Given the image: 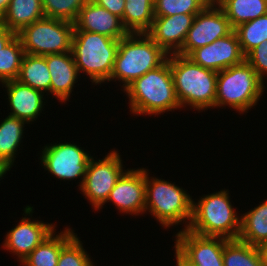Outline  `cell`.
<instances>
[{
	"label": "cell",
	"mask_w": 267,
	"mask_h": 266,
	"mask_svg": "<svg viewBox=\"0 0 267 266\" xmlns=\"http://www.w3.org/2000/svg\"><path fill=\"white\" fill-rule=\"evenodd\" d=\"M135 115H159L180 108L170 68V54L157 68L135 79L125 89Z\"/></svg>",
	"instance_id": "6da1fadb"
},
{
	"label": "cell",
	"mask_w": 267,
	"mask_h": 266,
	"mask_svg": "<svg viewBox=\"0 0 267 266\" xmlns=\"http://www.w3.org/2000/svg\"><path fill=\"white\" fill-rule=\"evenodd\" d=\"M170 68L181 108L188 105L199 112L215 107L217 72L177 53L170 54Z\"/></svg>",
	"instance_id": "7a4b0ae2"
},
{
	"label": "cell",
	"mask_w": 267,
	"mask_h": 266,
	"mask_svg": "<svg viewBox=\"0 0 267 266\" xmlns=\"http://www.w3.org/2000/svg\"><path fill=\"white\" fill-rule=\"evenodd\" d=\"M168 54L146 33H128L119 40L109 82L122 81L126 88L135 79L160 66Z\"/></svg>",
	"instance_id": "3957f363"
},
{
	"label": "cell",
	"mask_w": 267,
	"mask_h": 266,
	"mask_svg": "<svg viewBox=\"0 0 267 266\" xmlns=\"http://www.w3.org/2000/svg\"><path fill=\"white\" fill-rule=\"evenodd\" d=\"M228 190L202 196L193 200L192 217L187 230L202 236L238 239L241 216L234 210Z\"/></svg>",
	"instance_id": "277c9868"
},
{
	"label": "cell",
	"mask_w": 267,
	"mask_h": 266,
	"mask_svg": "<svg viewBox=\"0 0 267 266\" xmlns=\"http://www.w3.org/2000/svg\"><path fill=\"white\" fill-rule=\"evenodd\" d=\"M119 47V40L88 32L74 31L71 53L79 74L84 73L94 84L110 79Z\"/></svg>",
	"instance_id": "5b68a950"
},
{
	"label": "cell",
	"mask_w": 267,
	"mask_h": 266,
	"mask_svg": "<svg viewBox=\"0 0 267 266\" xmlns=\"http://www.w3.org/2000/svg\"><path fill=\"white\" fill-rule=\"evenodd\" d=\"M147 171L145 169V213L150 212L164 228L183 223L186 226L181 230H186L192 217V197L174 183L149 177Z\"/></svg>",
	"instance_id": "8992f818"
},
{
	"label": "cell",
	"mask_w": 267,
	"mask_h": 266,
	"mask_svg": "<svg viewBox=\"0 0 267 266\" xmlns=\"http://www.w3.org/2000/svg\"><path fill=\"white\" fill-rule=\"evenodd\" d=\"M265 83L245 60L218 72L215 108L229 106L240 114L256 106Z\"/></svg>",
	"instance_id": "52a82bcc"
},
{
	"label": "cell",
	"mask_w": 267,
	"mask_h": 266,
	"mask_svg": "<svg viewBox=\"0 0 267 266\" xmlns=\"http://www.w3.org/2000/svg\"><path fill=\"white\" fill-rule=\"evenodd\" d=\"M74 23L44 17L24 27L17 36L25 53L51 55L71 52Z\"/></svg>",
	"instance_id": "ba28073f"
},
{
	"label": "cell",
	"mask_w": 267,
	"mask_h": 266,
	"mask_svg": "<svg viewBox=\"0 0 267 266\" xmlns=\"http://www.w3.org/2000/svg\"><path fill=\"white\" fill-rule=\"evenodd\" d=\"M119 154L114 149L105 158L97 161L92 157L88 163L86 175L79 190L96 211L103 207L117 180L126 171Z\"/></svg>",
	"instance_id": "9c48e42d"
},
{
	"label": "cell",
	"mask_w": 267,
	"mask_h": 266,
	"mask_svg": "<svg viewBox=\"0 0 267 266\" xmlns=\"http://www.w3.org/2000/svg\"><path fill=\"white\" fill-rule=\"evenodd\" d=\"M42 150L40 160L45 170L64 181L81 177L78 186H82L91 154L68 142L49 144Z\"/></svg>",
	"instance_id": "30bf717a"
},
{
	"label": "cell",
	"mask_w": 267,
	"mask_h": 266,
	"mask_svg": "<svg viewBox=\"0 0 267 266\" xmlns=\"http://www.w3.org/2000/svg\"><path fill=\"white\" fill-rule=\"evenodd\" d=\"M233 30L224 11L216 3L210 2L196 14L185 42L177 54L188 56L193 50L226 37Z\"/></svg>",
	"instance_id": "8fae6325"
},
{
	"label": "cell",
	"mask_w": 267,
	"mask_h": 266,
	"mask_svg": "<svg viewBox=\"0 0 267 266\" xmlns=\"http://www.w3.org/2000/svg\"><path fill=\"white\" fill-rule=\"evenodd\" d=\"M174 249L193 266H224L223 249L228 240L202 236L189 230L177 232Z\"/></svg>",
	"instance_id": "7c38bea8"
},
{
	"label": "cell",
	"mask_w": 267,
	"mask_h": 266,
	"mask_svg": "<svg viewBox=\"0 0 267 266\" xmlns=\"http://www.w3.org/2000/svg\"><path fill=\"white\" fill-rule=\"evenodd\" d=\"M32 208L31 206L24 208L25 217L6 234L2 246L11 254L16 255L20 263L56 230L55 224H46L38 220L32 221L30 217H26L33 213Z\"/></svg>",
	"instance_id": "4fadbf2b"
},
{
	"label": "cell",
	"mask_w": 267,
	"mask_h": 266,
	"mask_svg": "<svg viewBox=\"0 0 267 266\" xmlns=\"http://www.w3.org/2000/svg\"><path fill=\"white\" fill-rule=\"evenodd\" d=\"M187 57L194 63L217 73L245 61V55L234 30L226 37L193 50Z\"/></svg>",
	"instance_id": "5bb4252c"
},
{
	"label": "cell",
	"mask_w": 267,
	"mask_h": 266,
	"mask_svg": "<svg viewBox=\"0 0 267 266\" xmlns=\"http://www.w3.org/2000/svg\"><path fill=\"white\" fill-rule=\"evenodd\" d=\"M145 168L127 169L117 180L106 202H112L122 213H145Z\"/></svg>",
	"instance_id": "9a60e30c"
},
{
	"label": "cell",
	"mask_w": 267,
	"mask_h": 266,
	"mask_svg": "<svg viewBox=\"0 0 267 266\" xmlns=\"http://www.w3.org/2000/svg\"><path fill=\"white\" fill-rule=\"evenodd\" d=\"M196 14H175L155 17L146 34L168 55L177 53L183 46Z\"/></svg>",
	"instance_id": "2e32d148"
},
{
	"label": "cell",
	"mask_w": 267,
	"mask_h": 266,
	"mask_svg": "<svg viewBox=\"0 0 267 266\" xmlns=\"http://www.w3.org/2000/svg\"><path fill=\"white\" fill-rule=\"evenodd\" d=\"M74 31L98 33L116 40H120L128 34L123 27L121 18L91 0H88L81 8L74 22Z\"/></svg>",
	"instance_id": "e0dca14e"
},
{
	"label": "cell",
	"mask_w": 267,
	"mask_h": 266,
	"mask_svg": "<svg viewBox=\"0 0 267 266\" xmlns=\"http://www.w3.org/2000/svg\"><path fill=\"white\" fill-rule=\"evenodd\" d=\"M7 89L9 106L11 112L9 116L25 121L27 124L36 121L43 110L44 93L30 86L20 83L18 80H11L2 83Z\"/></svg>",
	"instance_id": "ac0fdd59"
},
{
	"label": "cell",
	"mask_w": 267,
	"mask_h": 266,
	"mask_svg": "<svg viewBox=\"0 0 267 266\" xmlns=\"http://www.w3.org/2000/svg\"><path fill=\"white\" fill-rule=\"evenodd\" d=\"M45 59L51 76L50 94L65 103L80 76L73 55L71 52L56 53L46 55Z\"/></svg>",
	"instance_id": "d6986e66"
},
{
	"label": "cell",
	"mask_w": 267,
	"mask_h": 266,
	"mask_svg": "<svg viewBox=\"0 0 267 266\" xmlns=\"http://www.w3.org/2000/svg\"><path fill=\"white\" fill-rule=\"evenodd\" d=\"M66 227L58 235L54 231L39 244L22 262V266H57L62 247L75 235Z\"/></svg>",
	"instance_id": "ffe728a7"
},
{
	"label": "cell",
	"mask_w": 267,
	"mask_h": 266,
	"mask_svg": "<svg viewBox=\"0 0 267 266\" xmlns=\"http://www.w3.org/2000/svg\"><path fill=\"white\" fill-rule=\"evenodd\" d=\"M44 17L42 0H10L8 10L0 23L17 34L24 27Z\"/></svg>",
	"instance_id": "44dd1931"
},
{
	"label": "cell",
	"mask_w": 267,
	"mask_h": 266,
	"mask_svg": "<svg viewBox=\"0 0 267 266\" xmlns=\"http://www.w3.org/2000/svg\"><path fill=\"white\" fill-rule=\"evenodd\" d=\"M17 80L50 95L51 76L45 56L25 53Z\"/></svg>",
	"instance_id": "7402d4cb"
},
{
	"label": "cell",
	"mask_w": 267,
	"mask_h": 266,
	"mask_svg": "<svg viewBox=\"0 0 267 266\" xmlns=\"http://www.w3.org/2000/svg\"><path fill=\"white\" fill-rule=\"evenodd\" d=\"M238 239L255 247L267 241V200L241 215Z\"/></svg>",
	"instance_id": "603a6c76"
},
{
	"label": "cell",
	"mask_w": 267,
	"mask_h": 266,
	"mask_svg": "<svg viewBox=\"0 0 267 266\" xmlns=\"http://www.w3.org/2000/svg\"><path fill=\"white\" fill-rule=\"evenodd\" d=\"M216 4L224 11L233 29L267 14L266 0H218Z\"/></svg>",
	"instance_id": "cb8c5ba5"
},
{
	"label": "cell",
	"mask_w": 267,
	"mask_h": 266,
	"mask_svg": "<svg viewBox=\"0 0 267 266\" xmlns=\"http://www.w3.org/2000/svg\"><path fill=\"white\" fill-rule=\"evenodd\" d=\"M154 18V0H125L121 21L128 33H146Z\"/></svg>",
	"instance_id": "d4e9b609"
},
{
	"label": "cell",
	"mask_w": 267,
	"mask_h": 266,
	"mask_svg": "<svg viewBox=\"0 0 267 266\" xmlns=\"http://www.w3.org/2000/svg\"><path fill=\"white\" fill-rule=\"evenodd\" d=\"M25 121L7 116L0 124V161L12 168L17 149L22 142Z\"/></svg>",
	"instance_id": "484cf974"
},
{
	"label": "cell",
	"mask_w": 267,
	"mask_h": 266,
	"mask_svg": "<svg viewBox=\"0 0 267 266\" xmlns=\"http://www.w3.org/2000/svg\"><path fill=\"white\" fill-rule=\"evenodd\" d=\"M224 266H263L257 247L239 239H228L223 249Z\"/></svg>",
	"instance_id": "4316f807"
},
{
	"label": "cell",
	"mask_w": 267,
	"mask_h": 266,
	"mask_svg": "<svg viewBox=\"0 0 267 266\" xmlns=\"http://www.w3.org/2000/svg\"><path fill=\"white\" fill-rule=\"evenodd\" d=\"M25 51L16 35L3 49H0V82L17 80Z\"/></svg>",
	"instance_id": "83f0119b"
},
{
	"label": "cell",
	"mask_w": 267,
	"mask_h": 266,
	"mask_svg": "<svg viewBox=\"0 0 267 266\" xmlns=\"http://www.w3.org/2000/svg\"><path fill=\"white\" fill-rule=\"evenodd\" d=\"M234 31L237 34L242 52L246 56L259 44L267 41V14L238 25Z\"/></svg>",
	"instance_id": "f1b7e54d"
},
{
	"label": "cell",
	"mask_w": 267,
	"mask_h": 266,
	"mask_svg": "<svg viewBox=\"0 0 267 266\" xmlns=\"http://www.w3.org/2000/svg\"><path fill=\"white\" fill-rule=\"evenodd\" d=\"M210 0H154V16L167 17L175 14H198Z\"/></svg>",
	"instance_id": "f546056e"
},
{
	"label": "cell",
	"mask_w": 267,
	"mask_h": 266,
	"mask_svg": "<svg viewBox=\"0 0 267 266\" xmlns=\"http://www.w3.org/2000/svg\"><path fill=\"white\" fill-rule=\"evenodd\" d=\"M88 0H42L44 16L74 23Z\"/></svg>",
	"instance_id": "4dcf8cb0"
},
{
	"label": "cell",
	"mask_w": 267,
	"mask_h": 266,
	"mask_svg": "<svg viewBox=\"0 0 267 266\" xmlns=\"http://www.w3.org/2000/svg\"><path fill=\"white\" fill-rule=\"evenodd\" d=\"M75 234L61 249L57 266H95Z\"/></svg>",
	"instance_id": "1f68e13d"
},
{
	"label": "cell",
	"mask_w": 267,
	"mask_h": 266,
	"mask_svg": "<svg viewBox=\"0 0 267 266\" xmlns=\"http://www.w3.org/2000/svg\"><path fill=\"white\" fill-rule=\"evenodd\" d=\"M245 60L255 70L259 78L265 82L267 79V41L262 42L252 49L246 56Z\"/></svg>",
	"instance_id": "d6a6232c"
},
{
	"label": "cell",
	"mask_w": 267,
	"mask_h": 266,
	"mask_svg": "<svg viewBox=\"0 0 267 266\" xmlns=\"http://www.w3.org/2000/svg\"><path fill=\"white\" fill-rule=\"evenodd\" d=\"M101 7H104L110 13L117 15L119 18L123 17L125 0H91Z\"/></svg>",
	"instance_id": "836d02e7"
},
{
	"label": "cell",
	"mask_w": 267,
	"mask_h": 266,
	"mask_svg": "<svg viewBox=\"0 0 267 266\" xmlns=\"http://www.w3.org/2000/svg\"><path fill=\"white\" fill-rule=\"evenodd\" d=\"M16 35L0 23V49H3Z\"/></svg>",
	"instance_id": "e575fe53"
},
{
	"label": "cell",
	"mask_w": 267,
	"mask_h": 266,
	"mask_svg": "<svg viewBox=\"0 0 267 266\" xmlns=\"http://www.w3.org/2000/svg\"><path fill=\"white\" fill-rule=\"evenodd\" d=\"M258 253L263 266H267V241L257 246Z\"/></svg>",
	"instance_id": "d590c367"
},
{
	"label": "cell",
	"mask_w": 267,
	"mask_h": 266,
	"mask_svg": "<svg viewBox=\"0 0 267 266\" xmlns=\"http://www.w3.org/2000/svg\"><path fill=\"white\" fill-rule=\"evenodd\" d=\"M9 4L10 0H0V20L6 14Z\"/></svg>",
	"instance_id": "8d00e7d4"
},
{
	"label": "cell",
	"mask_w": 267,
	"mask_h": 266,
	"mask_svg": "<svg viewBox=\"0 0 267 266\" xmlns=\"http://www.w3.org/2000/svg\"><path fill=\"white\" fill-rule=\"evenodd\" d=\"M175 257H176V265L175 266H193L189 262H187L176 250Z\"/></svg>",
	"instance_id": "74e56055"
},
{
	"label": "cell",
	"mask_w": 267,
	"mask_h": 266,
	"mask_svg": "<svg viewBox=\"0 0 267 266\" xmlns=\"http://www.w3.org/2000/svg\"><path fill=\"white\" fill-rule=\"evenodd\" d=\"M9 169L10 168L4 162L0 161V180L4 177L7 171H10Z\"/></svg>",
	"instance_id": "f35d334b"
},
{
	"label": "cell",
	"mask_w": 267,
	"mask_h": 266,
	"mask_svg": "<svg viewBox=\"0 0 267 266\" xmlns=\"http://www.w3.org/2000/svg\"><path fill=\"white\" fill-rule=\"evenodd\" d=\"M218 0H210L211 3H216Z\"/></svg>",
	"instance_id": "ab89813d"
}]
</instances>
